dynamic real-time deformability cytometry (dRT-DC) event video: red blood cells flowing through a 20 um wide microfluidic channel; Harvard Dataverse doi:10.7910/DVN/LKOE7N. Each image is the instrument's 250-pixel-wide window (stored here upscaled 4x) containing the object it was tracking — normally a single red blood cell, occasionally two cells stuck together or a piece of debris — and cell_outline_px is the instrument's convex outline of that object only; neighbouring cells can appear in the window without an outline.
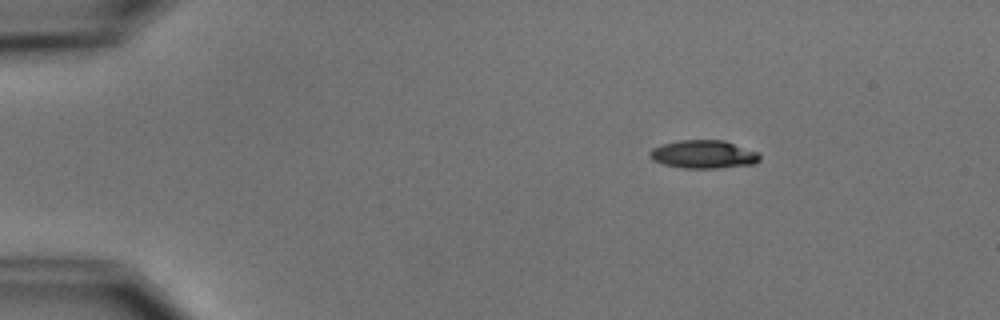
{"species": "common noctule bat (a hibernating species)", "species_latin": "Nyctalus noctula", "temperature_condition": "cold", "stored_images_in_passage": 3, "camera_frame_rate_fps": 3000, "um_per_image_px": 0.085, "animal": {"sex": "male", "body_mass_g": 15.6}, "frame": {"image": 1, "passage_image": 1, "time_ms": 0.0, "image_size_px": [1000, 320], "cell_outline_px": [[760, 160], [756, 164], [716, 168], [680, 168], [664, 164], [652, 160], [648, 156], [648, 152], [652, 148], [660, 144], [680, 140], [724, 140], [756, 152], [760, 156]], "centroid_in_image_um": [59.75, 13.12], "position_along_channel_um": 25.3, "area_um2": 18.15}}